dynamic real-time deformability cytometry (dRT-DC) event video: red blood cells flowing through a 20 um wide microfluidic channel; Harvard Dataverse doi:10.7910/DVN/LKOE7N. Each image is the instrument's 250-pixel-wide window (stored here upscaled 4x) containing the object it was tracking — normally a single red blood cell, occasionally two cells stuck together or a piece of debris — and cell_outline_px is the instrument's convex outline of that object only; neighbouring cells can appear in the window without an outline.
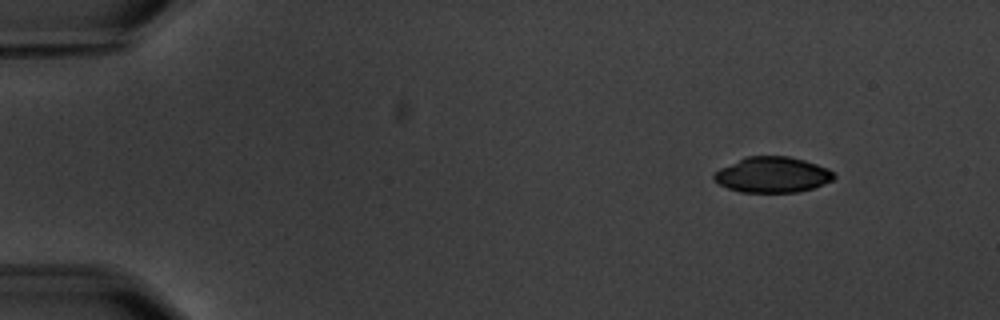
{"species": "common noctule bat (a hibernating species)", "species_latin": "Nyctalus noctula", "temperature_condition": "warm", "stored_images_in_passage": 4, "camera_frame_rate_fps": 3000, "um_per_image_px": 0.085, "animal": {"sex": "male", "body_mass_g": 20.1, "forearm_length_mm": 53.5}, "frame": {"image": 1, "passage_image": 1, "time_ms": 0.0, "image_size_px": [1000, 320], "cell_outline_px": [[836, 176], [832, 180], [812, 188], [796, 192], [740, 192], [728, 188], [712, 180], [712, 176], [720, 168], [744, 156], [788, 156], [804, 160], [828, 168], [836, 172]], "centroid_in_image_um": [65.64, 14.84], "position_along_channel_um": 19.4, "area_um2": 24.97}}
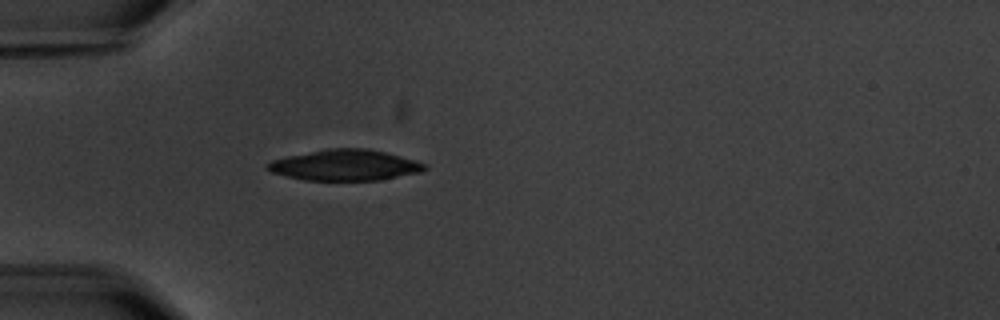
{"frame": {"image": 2, "passage_image": 4, "time_ms": 3.667, "image_size_px": [1000, 320], "cell_outline_px": [[428, 168], [420, 172], [380, 180], [304, 180], [272, 172], [264, 168], [264, 164], [272, 160], [288, 156], [328, 148], [364, 148], [384, 152], [416, 160], [424, 164]], "centroid_in_image_um": [29.3, 14.04], "position_along_channel_um": 55.7, "area_um2": 28.09}}